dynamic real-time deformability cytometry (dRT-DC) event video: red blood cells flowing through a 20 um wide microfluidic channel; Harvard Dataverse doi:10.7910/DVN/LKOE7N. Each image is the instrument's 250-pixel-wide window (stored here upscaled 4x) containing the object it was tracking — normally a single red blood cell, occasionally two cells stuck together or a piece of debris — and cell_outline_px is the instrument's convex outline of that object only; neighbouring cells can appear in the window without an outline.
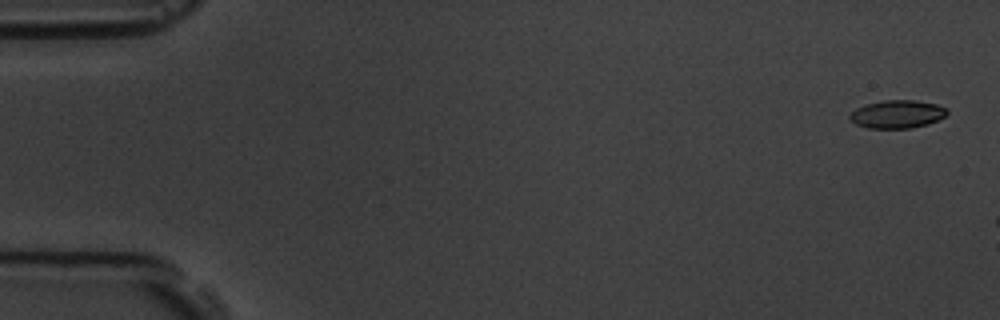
{"species": "common noctule bat (a hibernating species)", "species_latin": "Nyctalus noctula", "temperature_condition": "room temperature", "stored_images_in_passage": 2, "camera_frame_rate_fps": 3000, "um_per_image_px": 0.085, "animal": {"sex": "male", "body_mass_g": 19.5, "forearm_length_mm": 54.6}, "frame": {"image": 1, "passage_image": 1, "time_ms": 0.0, "image_size_px": [1000, 320], "cell_outline_px": [[948, 112], [944, 116], [928, 124], [912, 128], [868, 128], [856, 124], [848, 116], [856, 108], [868, 104], [884, 100], [916, 100], [936, 104], [948, 108]], "centroid_in_image_um": [76.28, 9.7], "position_along_channel_um": 8.7, "area_um2": 15.78}}